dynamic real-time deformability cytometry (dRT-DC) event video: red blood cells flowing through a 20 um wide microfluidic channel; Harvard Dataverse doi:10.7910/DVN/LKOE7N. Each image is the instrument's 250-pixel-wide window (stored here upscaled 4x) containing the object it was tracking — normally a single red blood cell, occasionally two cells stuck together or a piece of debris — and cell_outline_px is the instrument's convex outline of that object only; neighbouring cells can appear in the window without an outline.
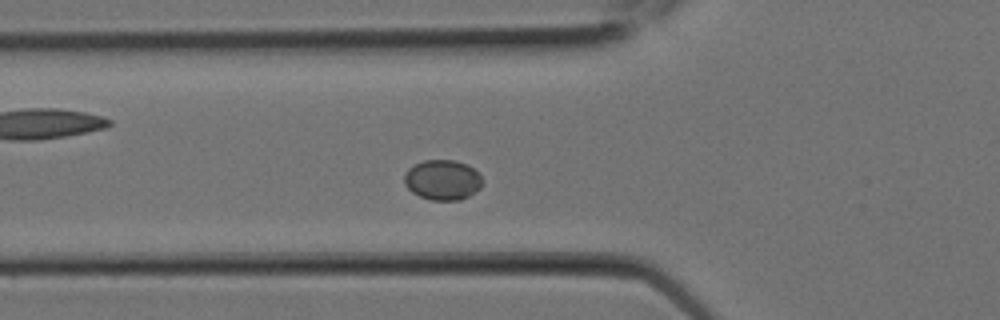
{"species": "Egyptian fruit bat (a non-hibernating species)", "species_latin": "Rousettus aegyptiacus", "temperature_condition": "room temperature", "stored_images_in_passage": 9, "camera_frame_rate_fps": 3000, "um_per_image_px": 0.085, "animal": {"sex": "female"}, "frame": {"image": 1, "passage_image": 6, "time_ms": 1.667, "image_size_px": [1000, 320], "cell_outline_px": [[484, 180], [480, 188], [468, 196], [460, 200], [432, 200], [420, 196], [412, 192], [404, 184], [404, 176], [408, 168], [424, 160], [452, 160], [468, 164]], "centroid_in_image_um": [37.62, 15.29], "position_along_channel_um": 88.2, "area_um2": 18.21}}
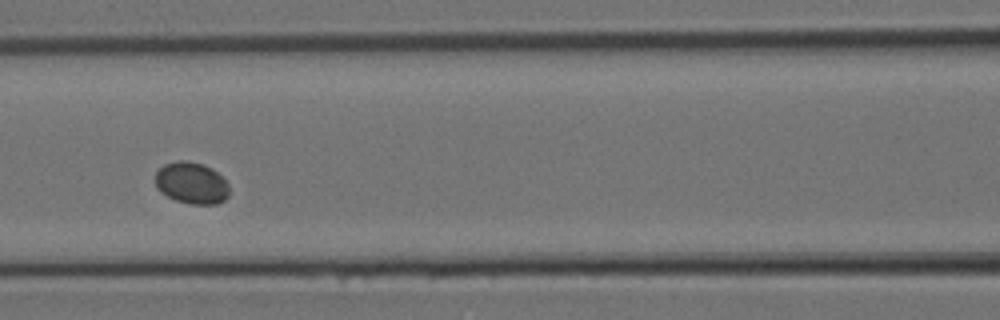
{"frame": {"image": 2, "passage_image": 8, "time_ms": 2.333, "image_size_px": [1000, 320], "cell_outline_px": [[228, 196], [224, 200], [216, 204], [192, 204], [176, 200], [160, 192], [156, 188], [156, 172], [164, 164], [180, 160], [184, 160], [200, 164], [212, 168], [228, 184]], "centroid_in_image_um": [16.26, 15.56], "position_along_channel_um": 150.3, "area_um2": 17.74}}
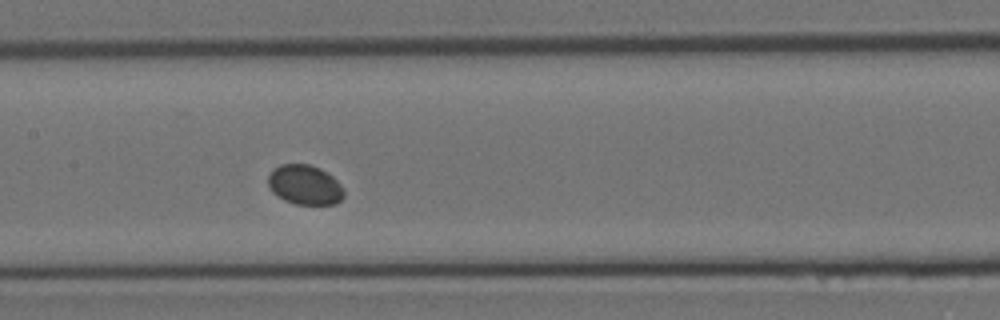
{"frame": {"image": 3, "passage_image": 9, "time_ms": 2.667, "image_size_px": [1000, 320], "cell_outline_px": [[344, 196], [336, 204], [296, 204], [284, 200], [272, 192], [268, 184], [268, 176], [272, 168], [280, 164], [308, 164], [320, 168], [332, 176], [344, 188]], "centroid_in_image_um": [25.9, 15.7], "position_along_channel_um": 181.5, "area_um2": 17.63}}